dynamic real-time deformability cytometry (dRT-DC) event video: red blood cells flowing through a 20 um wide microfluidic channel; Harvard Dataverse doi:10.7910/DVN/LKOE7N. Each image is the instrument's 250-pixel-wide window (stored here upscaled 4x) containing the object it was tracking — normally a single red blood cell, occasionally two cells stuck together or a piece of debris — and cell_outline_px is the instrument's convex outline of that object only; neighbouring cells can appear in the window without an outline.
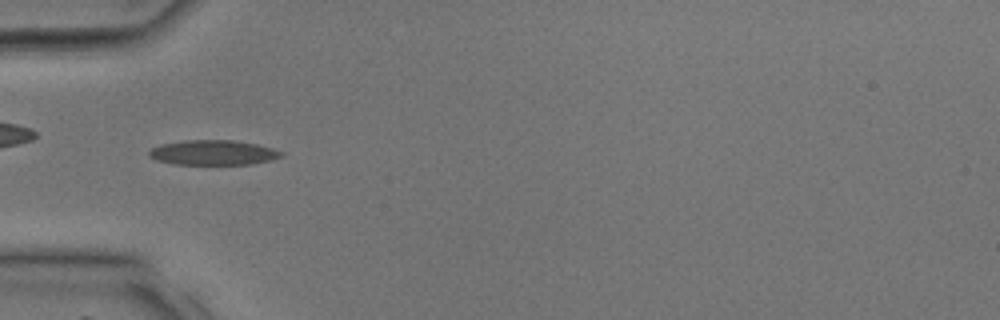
{"species": "common noctule bat (a hibernating species)", "species_latin": "Nyctalus noctula", "temperature_condition": "room temperature", "stored_images_in_passage": 26, "camera_frame_rate_fps": 3000, "um_per_image_px": 0.085, "animal": {"sex": "male", "body_mass_g": 17.9, "forearm_length_mm": 54.2}, "frame": {"image": 1, "passage_image": 1, "time_ms": 0.0, "image_size_px": [1000, 320], "cell_outline_px": [[284, 156], [272, 160], [252, 164], [172, 164], [156, 160], [148, 156], [148, 152], [152, 148], [160, 144], [184, 140], [232, 140], [256, 144], [272, 148], [284, 152]], "centroid_in_image_um": [18.12, 12.97], "position_along_channel_um": 66.9, "area_um2": 19.31}}
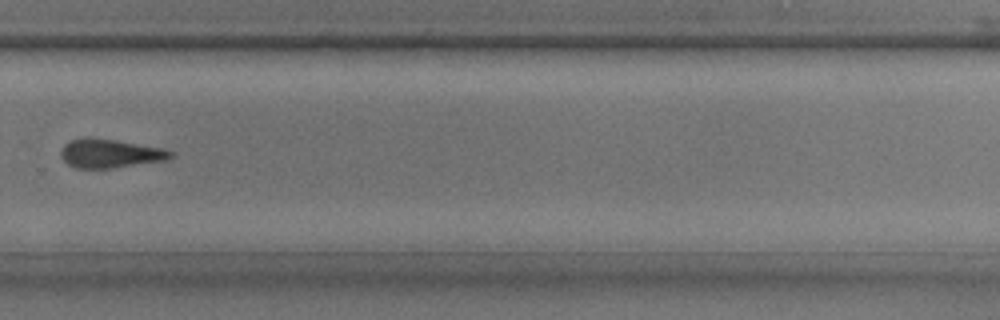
{"frame": {"image": 2, "passage_image": 15, "time_ms": 4.667, "image_size_px": [1000, 320], "cell_outline_px": [[176, 156], [164, 160], [112, 168], [76, 168], [68, 164], [60, 156], [60, 152], [64, 144], [72, 140], [116, 140], [164, 148], [176, 152]], "centroid_in_image_um": [9.43, 13.07], "position_along_channel_um": 320.4, "area_um2": 17.92}}
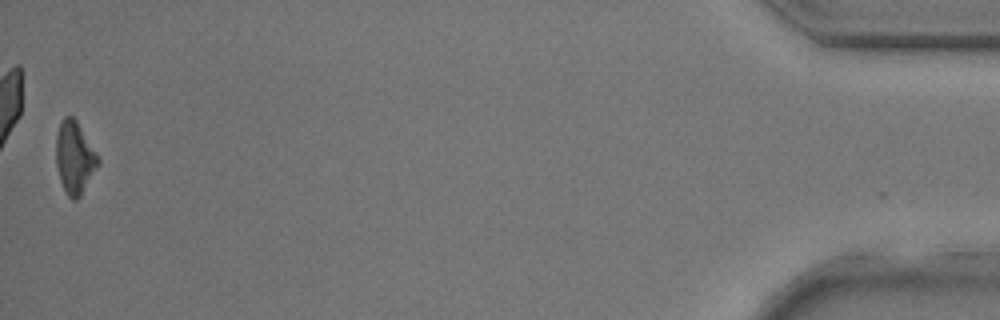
{"frame": {"image": 3, "passage_image": 26, "time_ms": 8.333, "image_size_px": [1000, 320], "cell_outline_px": [[100, 164], [80, 196], [76, 200], [72, 200], [64, 192], [60, 180], [56, 164], [56, 136], [60, 120], [64, 116], [72, 116], [76, 120], [100, 156]], "centroid_in_image_um": [6.35, 13.39], "position_along_channel_um": 428.8, "area_um2": 18.03}}